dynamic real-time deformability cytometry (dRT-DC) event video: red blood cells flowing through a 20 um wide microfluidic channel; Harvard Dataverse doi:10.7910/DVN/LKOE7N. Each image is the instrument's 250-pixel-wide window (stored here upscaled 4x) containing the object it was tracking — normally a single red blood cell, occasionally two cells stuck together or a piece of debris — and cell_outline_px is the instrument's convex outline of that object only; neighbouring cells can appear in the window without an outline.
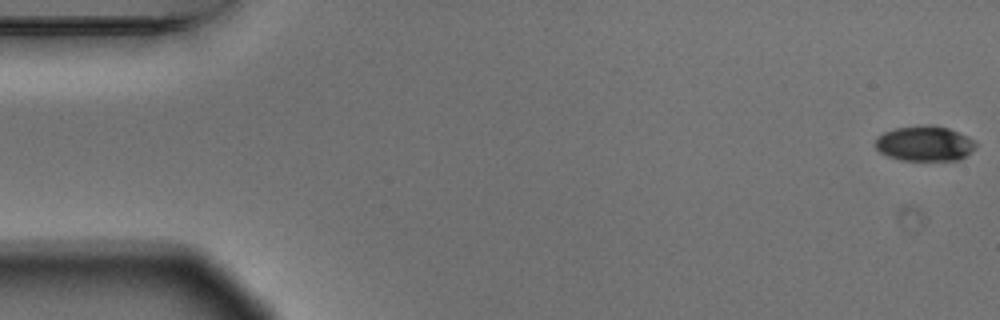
{"species": "Egyptian fruit bat (a non-hibernating species)", "species_latin": "Rousettus aegyptiacus", "temperature_condition": "warm", "stored_images_in_passage": 5, "camera_frame_rate_fps": 3000, "um_per_image_px": 0.085, "animal": {"sex": "male"}, "frame": {"image": 1, "passage_image": 1, "time_ms": 0.0, "image_size_px": [1000, 320], "cell_outline_px": [[980, 144], [976, 148], [960, 160], [900, 160], [888, 156], [880, 152], [876, 148], [876, 136], [884, 132], [896, 128], [920, 124], [932, 124], [948, 128], [968, 136], [976, 140]], "centroid_in_image_um": [78.64, 12.18], "position_along_channel_um": 6.4, "area_um2": 20.98}}
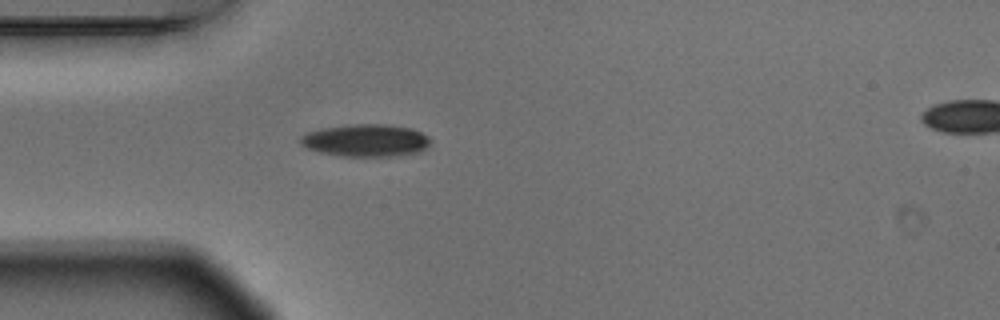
{"frame": {"image": 2, "passage_image": 5, "time_ms": 1.333, "image_size_px": [1000, 320], "cell_outline_px": [[432, 140], [420, 152], [388, 156], [340, 156], [320, 152], [308, 148], [300, 144], [300, 136], [308, 132], [324, 128], [352, 124], [388, 124], [412, 128], [428, 136]], "centroid_in_image_um": [31.1, 11.93], "position_along_channel_um": 53.9, "area_um2": 24.45}}